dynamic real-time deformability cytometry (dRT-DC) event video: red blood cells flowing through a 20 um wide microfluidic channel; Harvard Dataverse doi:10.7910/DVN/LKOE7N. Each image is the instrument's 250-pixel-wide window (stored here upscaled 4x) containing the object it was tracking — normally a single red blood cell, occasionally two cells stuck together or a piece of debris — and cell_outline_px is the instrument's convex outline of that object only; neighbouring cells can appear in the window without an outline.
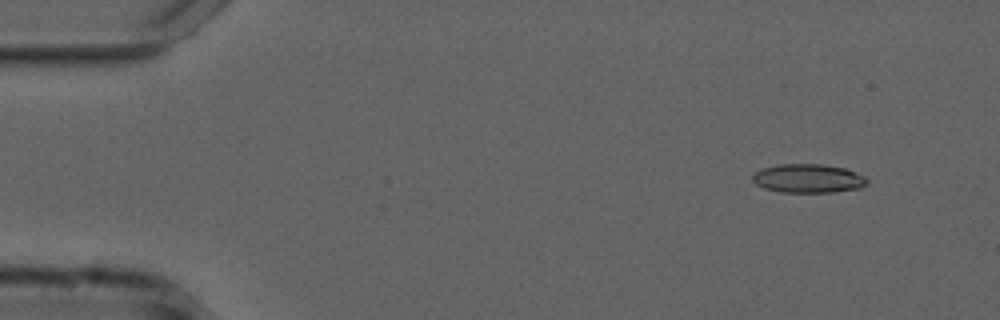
{"species": "common noctule bat (a hibernating species)", "species_latin": "Nyctalus noctula", "temperature_condition": "cold", "stored_images_in_passage": 54, "camera_frame_rate_fps": 3000, "um_per_image_px": 0.085, "animal": {"sex": "male", "forearm_length_mm": 52.5}, "frame": {"image": 1, "passage_image": 5, "time_ms": 1.333, "image_size_px": [1000, 320], "cell_outline_px": [[868, 184], [860, 188], [836, 192], [780, 192], [764, 188], [756, 184], [752, 180], [752, 176], [760, 168], [780, 164], [820, 164], [844, 168], [864, 176], [868, 180]], "centroid_in_image_um": [68.69, 15.17], "position_along_channel_um": 16.3, "area_um2": 19.25}}
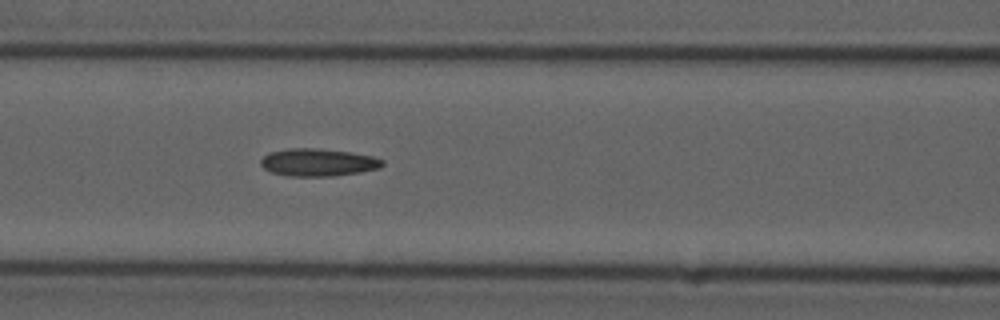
{"frame": {"image": 2, "passage_image": 23, "time_ms": 7.333, "image_size_px": [1000, 320], "cell_outline_px": [[384, 164], [380, 168], [360, 172], [332, 176], [288, 176], [272, 172], [264, 168], [260, 164], [260, 160], [268, 152], [288, 148], [316, 148], [352, 152], [372, 156], [384, 160]], "centroid_in_image_um": [27.03, 13.79], "position_along_channel_um": 139.6, "area_um2": 19.65}}
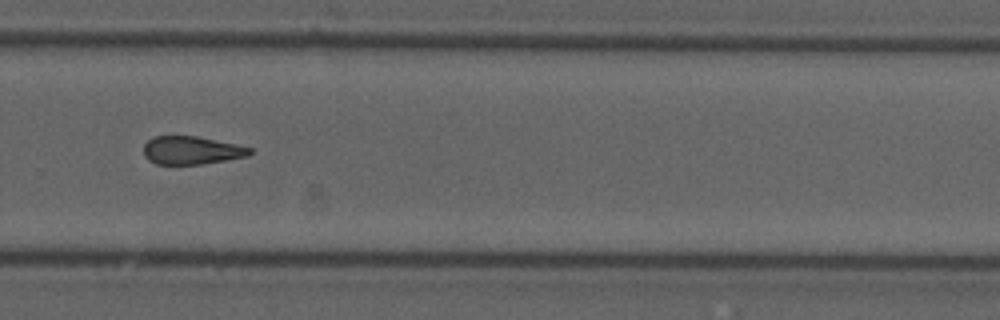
{"frame": {"image": 3, "passage_image": 37, "time_ms": 12.0, "image_size_px": [1000, 320], "cell_outline_px": [[252, 152], [248, 156], [200, 164], [156, 164], [148, 160], [144, 156], [144, 144], [152, 136], [196, 136], [236, 144], [252, 148]], "centroid_in_image_um": [16.25, 12.77], "position_along_channel_um": 313.5, "area_um2": 17.34}, "authors_computed_cell_mechanics": {"area_um2": 18.5538, "velocity_mm_per_s": 3.7379, "shape_relaxation_time_tau1_ms": null, "shape_relaxation_time_tau2_ms": 3.4616, "deformation_change_tau1": null, "deformation_change_tau2": 0.129}}